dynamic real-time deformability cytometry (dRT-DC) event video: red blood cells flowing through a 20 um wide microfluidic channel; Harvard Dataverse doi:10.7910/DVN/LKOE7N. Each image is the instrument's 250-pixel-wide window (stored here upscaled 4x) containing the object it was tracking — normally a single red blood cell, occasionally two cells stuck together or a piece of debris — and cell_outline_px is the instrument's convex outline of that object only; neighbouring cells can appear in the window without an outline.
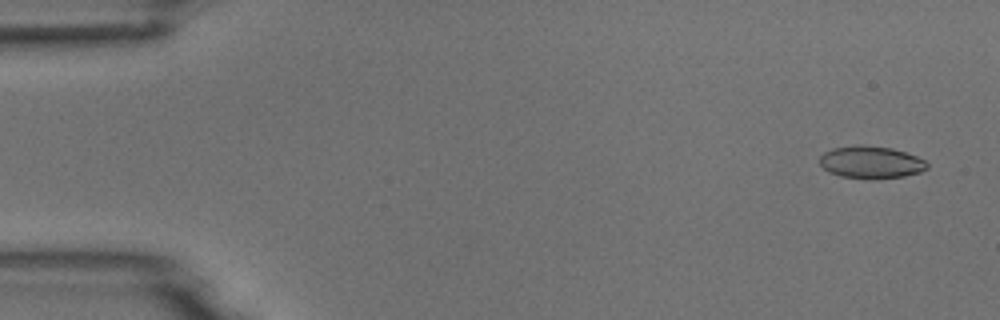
{"species": "common noctule bat (a hibernating species)", "species_latin": "Nyctalus noctula", "temperature_condition": "room temperature", "stored_images_in_passage": 5, "camera_frame_rate_fps": 3000, "um_per_image_px": 0.085, "animal": {"sex": "male", "body_mass_g": 18.8}, "frame": {"image": 1, "passage_image": 1, "time_ms": 0.0, "image_size_px": [1000, 320], "cell_outline_px": [[928, 168], [920, 172], [904, 176], [840, 176], [828, 172], [820, 164], [820, 156], [824, 152], [832, 148], [856, 144], [860, 144], [892, 148], [916, 156], [924, 160], [928, 164]], "centroid_in_image_um": [74.01, 13.73], "position_along_channel_um": 11.0, "area_um2": 19.59}}
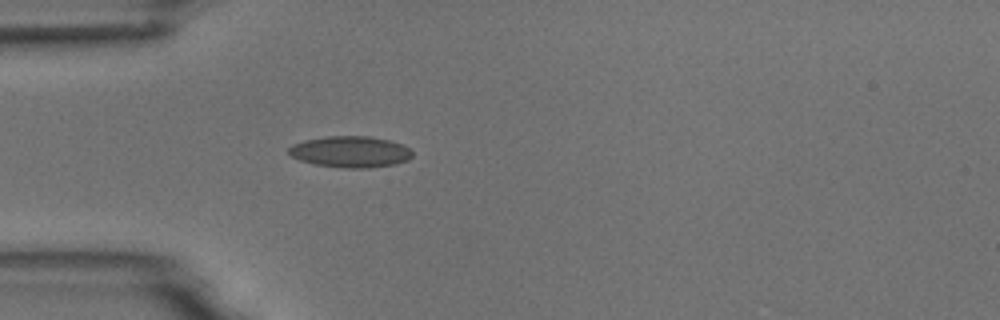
{"frame": {"image": 2, "passage_image": 5, "time_ms": 4.333, "image_size_px": [1000, 320], "cell_outline_px": [[412, 156], [408, 160], [396, 164], [368, 168], [344, 168], [316, 164], [300, 160], [292, 156], [288, 152], [288, 148], [292, 144], [304, 140], [324, 136], [368, 136], [388, 140], [400, 144], [408, 148], [412, 152]], "centroid_in_image_um": [29.77, 12.9], "position_along_channel_um": 55.2, "area_um2": 22.48}}